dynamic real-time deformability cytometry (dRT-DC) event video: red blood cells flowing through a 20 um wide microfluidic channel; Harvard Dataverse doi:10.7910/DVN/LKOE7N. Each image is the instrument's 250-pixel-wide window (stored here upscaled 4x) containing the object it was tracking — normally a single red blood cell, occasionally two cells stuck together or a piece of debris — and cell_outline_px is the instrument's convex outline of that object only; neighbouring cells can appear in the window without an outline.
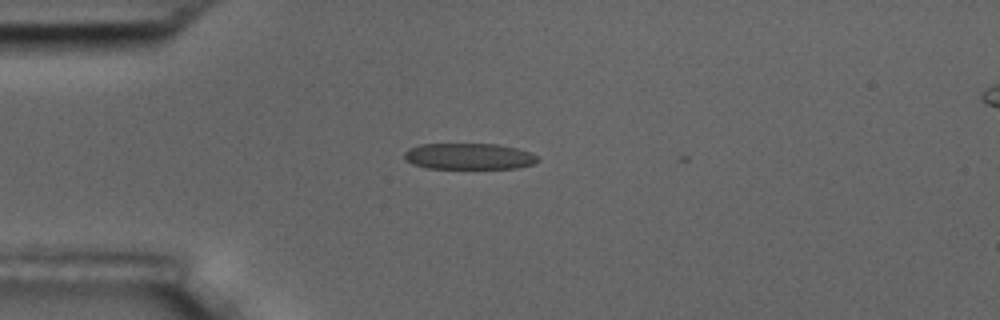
{"species": "common noctule bat (a hibernating species)", "species_latin": "Nyctalus noctula", "temperature_condition": "room temperature", "stored_images_in_passage": 7, "camera_frame_rate_fps": 3000, "um_per_image_px": 0.085, "animal": {"sex": "male", "body_mass_g": 17.5, "forearm_length_mm": 52.3}, "frame": {"image": 1, "passage_image": 1, "time_ms": 0.0, "image_size_px": [1000, 320], "cell_outline_px": [[540, 160], [532, 164], [516, 168], [428, 168], [412, 164], [404, 156], [404, 152], [408, 148], [420, 144], [496, 144], [516, 148], [528, 152], [536, 156]], "centroid_in_image_um": [39.83, 13.28], "position_along_channel_um": 45.2, "area_um2": 20.17}}
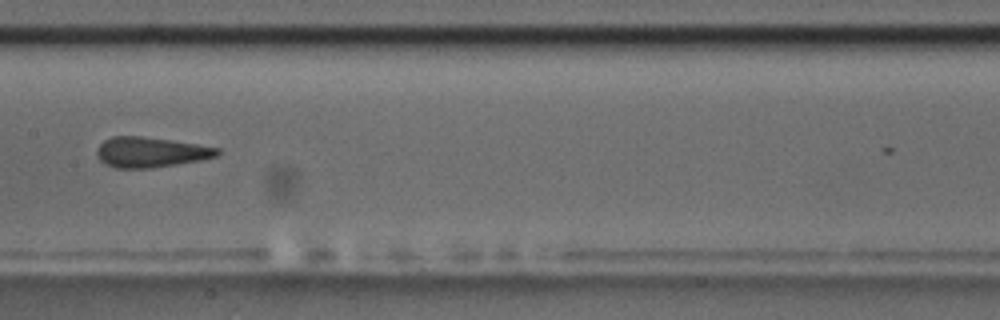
{"frame": {"image": 2, "passage_image": 5, "time_ms": 4.667, "image_size_px": [1000, 320], "cell_outline_px": [[220, 152], [216, 156], [200, 160], [152, 168], [116, 168], [104, 164], [100, 160], [96, 152], [96, 148], [104, 140], [112, 136], [140, 136], [172, 140], [220, 148]], "centroid_in_image_um": [12.77, 12.93], "position_along_channel_um": 194.6, "area_um2": 21.21}}
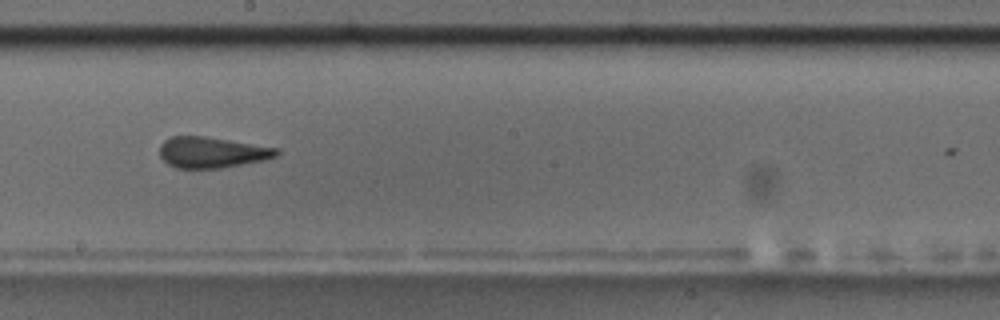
{"frame": {"image": 3, "passage_image": 6, "time_ms": 5.667, "image_size_px": [1000, 320], "cell_outline_px": [[280, 152], [276, 156], [264, 160], [220, 168], [176, 168], [168, 164], [160, 156], [160, 144], [164, 140], [172, 136], [204, 136], [280, 148]], "centroid_in_image_um": [18.01, 12.95], "position_along_channel_um": 230.2, "area_um2": 21.04}}